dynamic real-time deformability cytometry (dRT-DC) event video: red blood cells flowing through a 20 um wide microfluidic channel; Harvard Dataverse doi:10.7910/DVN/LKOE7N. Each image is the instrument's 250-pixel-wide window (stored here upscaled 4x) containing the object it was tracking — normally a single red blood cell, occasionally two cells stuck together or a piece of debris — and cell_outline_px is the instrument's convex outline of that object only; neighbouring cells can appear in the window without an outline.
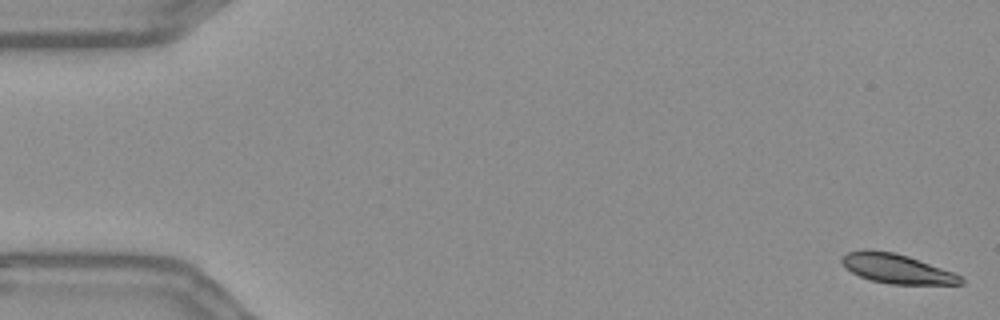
{"species": "Egyptian fruit bat (a non-hibernating species)", "species_latin": "Rousettus aegyptiacus", "temperature_condition": "warm", "stored_images_in_passage": 56, "camera_frame_rate_fps": 3000, "um_per_image_px": 0.085, "frame": {"image": 1, "passage_image": 1, "time_ms": 0.0, "image_size_px": [1000, 320], "cell_outline_px": [[964, 284], [892, 284], [872, 280], [860, 276], [844, 268], [840, 260], [848, 252], [864, 248], [872, 248], [892, 252], [908, 256], [952, 272], [960, 276], [964, 280]], "centroid_in_image_um": [76.17, 22.82], "position_along_channel_um": 8.8, "area_um2": 20.35}}
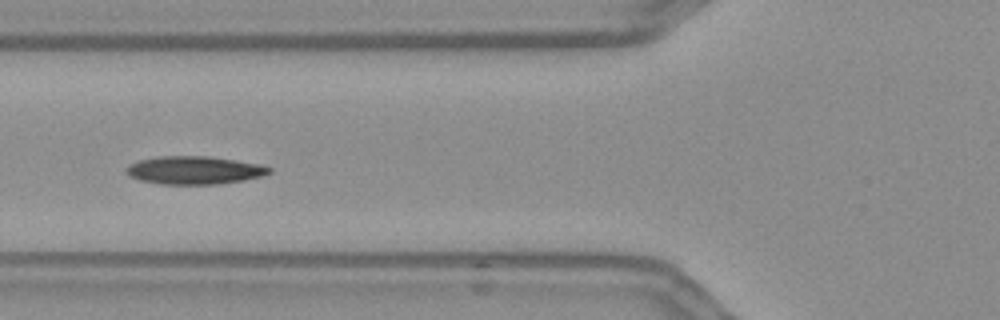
{"frame": {"image": 2, "passage_image": 21, "time_ms": 6.667, "image_size_px": [1000, 320], "cell_outline_px": [[272, 172], [264, 176], [244, 180], [220, 184], [160, 184], [140, 180], [124, 172], [124, 168], [128, 164], [140, 160], [156, 156], [208, 156], [236, 160], [260, 164], [272, 168]], "centroid_in_image_um": [16.53, 14.46], "position_along_channel_um": 109.3, "area_um2": 23.58}}
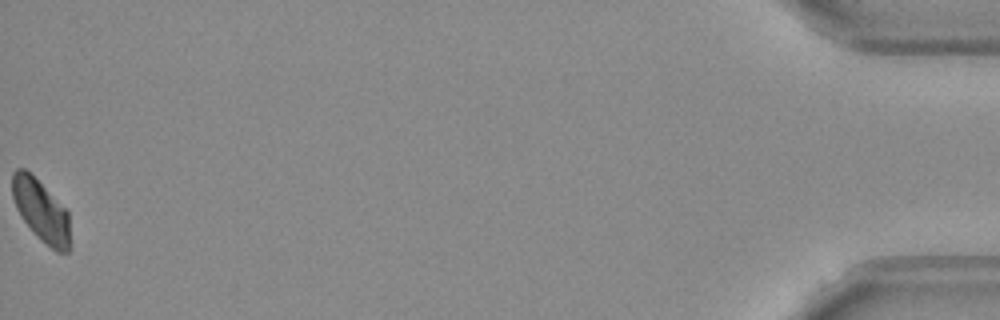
{"frame": {"image": 3, "passage_image": 56, "time_ms": 18.333, "image_size_px": [1000, 320], "cell_outline_px": [[72, 248], [68, 252], [56, 252], [40, 240], [36, 236], [24, 220], [16, 208], [12, 196], [12, 172], [16, 168], [24, 168], [68, 212]], "centroid_in_image_um": [3.51, 17.98], "position_along_channel_um": 431.7, "area_um2": 20.69}, "authors_computed_cell_mechanics": {"area_um2": 22.1374, "velocity_mm_per_s": 3.6328, "shape_relaxation_time_tau1_ms": 6.1515, "shape_relaxation_time_tau2_ms": null, "deformation_change_tau1": 0.1196, "deformation_change_tau2": null}}